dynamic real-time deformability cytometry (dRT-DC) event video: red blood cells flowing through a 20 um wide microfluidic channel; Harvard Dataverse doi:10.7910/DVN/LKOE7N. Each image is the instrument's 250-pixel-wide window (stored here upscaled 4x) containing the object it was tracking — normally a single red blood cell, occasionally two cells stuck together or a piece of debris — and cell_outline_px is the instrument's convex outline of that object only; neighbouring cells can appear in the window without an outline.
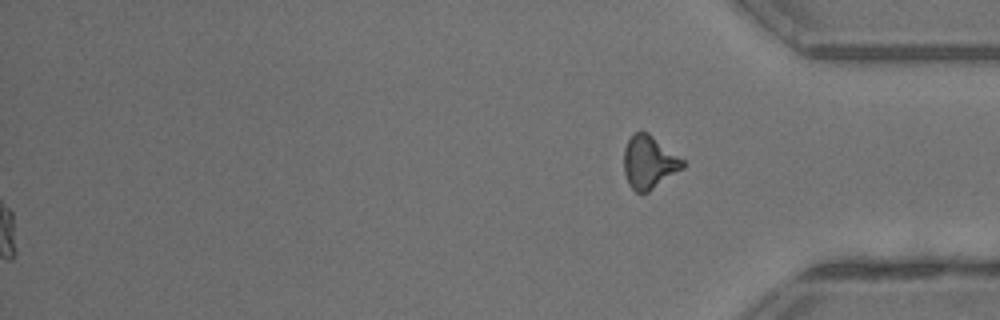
{"species": "common noctule bat (a hibernating species)", "species_latin": "Nyctalus noctula", "temperature_condition": "warm", "stored_images_in_passage": 51, "segment_of_instrument_passage": [2, 2], "camera_frame_rate_fps": 3000, "um_per_image_px": 0.085, "animal": {"sex": "male", "body_mass_g": 13.3}, "frame": {"image": 1, "passage_image": 51, "time_ms": 16.667, "image_size_px": [1000, 320], "cell_outline_px": [[688, 164], [684, 168], [648, 192], [636, 192], [628, 184], [624, 172], [624, 148], [632, 132], [640, 128], [648, 132], [684, 160]], "centroid_in_image_um": [55.17, 13.75], "position_along_channel_um": 380.0, "area_um2": 18.5}}